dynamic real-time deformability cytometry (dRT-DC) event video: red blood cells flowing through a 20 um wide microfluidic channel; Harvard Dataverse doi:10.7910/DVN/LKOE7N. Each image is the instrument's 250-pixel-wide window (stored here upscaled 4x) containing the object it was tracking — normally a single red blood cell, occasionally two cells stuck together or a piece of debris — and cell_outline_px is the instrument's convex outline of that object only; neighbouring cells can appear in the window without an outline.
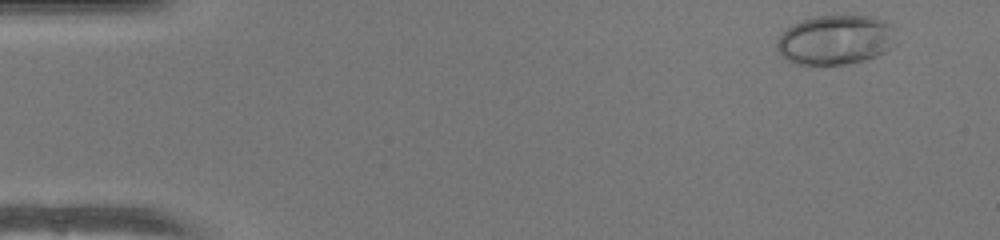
{"species": "human", "species_latin": "Homo sapiens", "temperature_condition": "warm", "stored_images_in_passage": 49, "camera_frame_rate_fps": 3000, "um_per_image_px": 0.085, "donor": {"sex": "female"}, "frame": {"image": 1, "passage_image": 2, "time_ms": 0.333, "image_size_px": [1000, 240], "cell_outline_px": [[896, 44], [892, 48], [876, 56], [864, 60], [844, 64], [796, 64], [780, 56], [776, 48], [776, 40], [788, 28], [804, 20], [816, 16], [872, 16], [888, 24], [892, 28]], "centroid_in_image_um": [71.01, 3.41], "position_along_channel_um": 14.0, "area_um2": 34.1}}
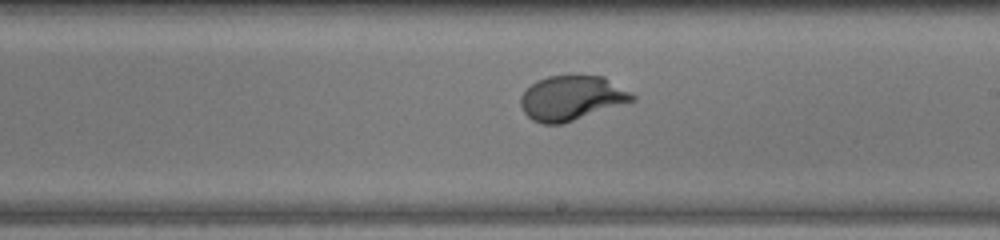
{"frame": {"image": 2, "passage_image": 28, "time_ms": 9.0, "image_size_px": [1000, 240], "cell_outline_px": [[636, 100], [560, 124], [544, 124], [532, 120], [524, 112], [520, 104], [520, 96], [536, 80], [548, 76], [604, 76], [636, 96]], "centroid_in_image_um": [48.57, 8.33], "position_along_channel_um": 240.4, "area_um2": 28.67}}
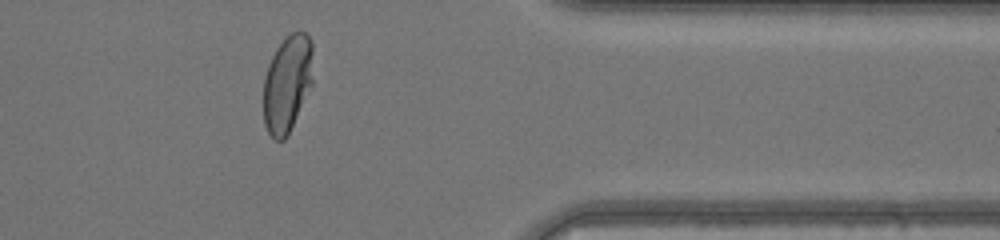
{"frame": {"image": 3, "passage_image": 40, "time_ms": 13.0, "image_size_px": [1000, 240], "cell_outline_px": [[312, 84], [288, 136], [284, 140], [276, 140], [268, 132], [264, 124], [264, 76], [268, 64], [276, 48], [292, 32], [300, 28], [312, 40]], "centroid_in_image_um": [24.42, 7.09], "position_along_channel_um": 387.0, "area_um2": 28.15}, "authors_computed_cell_mechanics": {"area_um2": 29.5936, "velocity_mm_per_s": 4.0923, "shape_relaxation_time_tau1_ms": 3.5721, "shape_relaxation_time_tau2_ms": null, "deformation_change_tau1": 0.2122, "deformation_change_tau2": null}}